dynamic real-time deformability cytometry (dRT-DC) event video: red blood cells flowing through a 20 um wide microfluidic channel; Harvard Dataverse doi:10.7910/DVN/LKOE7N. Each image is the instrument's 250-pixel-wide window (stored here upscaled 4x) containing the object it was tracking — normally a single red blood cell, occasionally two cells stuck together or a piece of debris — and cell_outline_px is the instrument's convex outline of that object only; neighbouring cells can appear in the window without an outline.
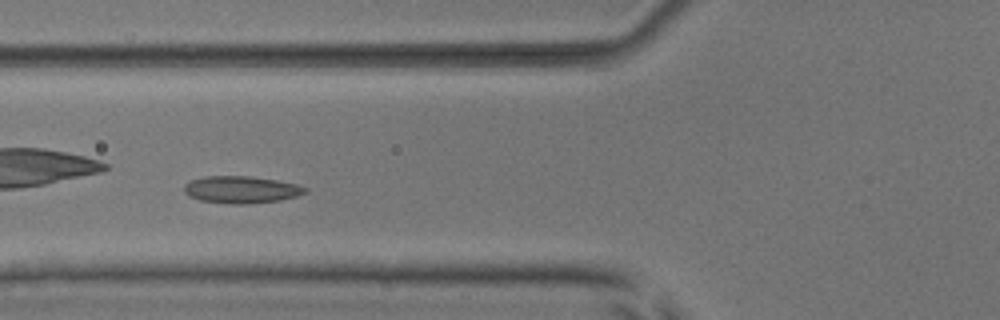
{"species": "common noctule bat (a hibernating species)", "species_latin": "Nyctalus noctula", "temperature_condition": "room temperature", "stored_images_in_passage": 47, "camera_frame_rate_fps": 3000, "um_per_image_px": 0.085, "animal": {"sex": "male", "body_mass_g": 17.9, "forearm_length_mm": 54.2}, "frame": {"image": 1, "passage_image": 14, "time_ms": 4.333, "image_size_px": [1000, 320], "cell_outline_px": [[308, 192], [296, 196], [280, 200], [248, 204], [232, 204], [200, 200], [188, 196], [184, 192], [184, 184], [192, 180], [204, 176], [248, 176], [276, 180], [296, 184], [308, 188]], "centroid_in_image_um": [20.5, 16.12], "position_along_channel_um": 105.3, "area_um2": 19.13}}
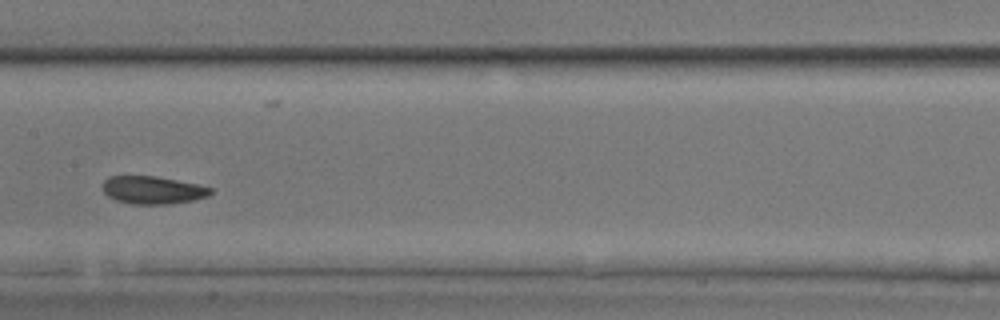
{"frame": {"image": 2, "passage_image": 21, "time_ms": 6.667, "image_size_px": [1000, 320], "cell_outline_px": [[212, 192], [208, 196], [192, 200], [168, 204], [128, 204], [116, 200], [108, 196], [104, 192], [104, 180], [108, 176], [156, 176], [196, 184], [212, 188]], "centroid_in_image_um": [12.96, 16.16], "position_along_channel_um": 194.4, "area_um2": 17.34}}
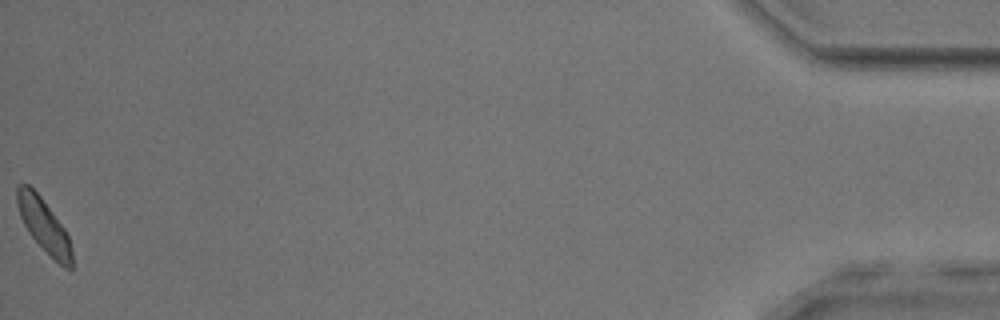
{"frame": {"image": 3, "passage_image": 47, "time_ms": 15.333, "image_size_px": [1000, 320], "cell_outline_px": [[72, 268], [64, 268], [28, 232], [20, 216], [16, 204], [16, 188], [20, 184], [28, 184], [40, 196], [64, 228], [68, 236], [72, 252]], "centroid_in_image_um": [3.71, 19.13], "position_along_channel_um": 431.5, "area_um2": 16.53}, "authors_computed_cell_mechanics": {"area_um2": 17.8024, "velocity_mm_per_s": 3.8339, "shape_relaxation_time_tau1_ms": 4.0837, "shape_relaxation_time_tau2_ms": 2.4233, "deformation_change_tau1": 0.076, "deformation_change_tau2": 0.0607}}